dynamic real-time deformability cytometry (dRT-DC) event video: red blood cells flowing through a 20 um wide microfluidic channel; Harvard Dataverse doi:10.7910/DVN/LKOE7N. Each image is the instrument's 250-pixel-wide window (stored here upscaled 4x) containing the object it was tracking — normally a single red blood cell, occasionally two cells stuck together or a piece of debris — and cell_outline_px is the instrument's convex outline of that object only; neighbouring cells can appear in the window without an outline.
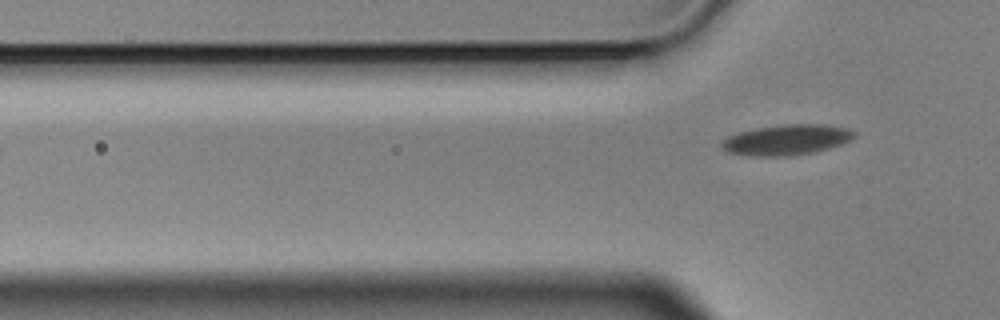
{"species": "Egyptian fruit bat (a non-hibernating species)", "species_latin": "Rousettus aegyptiacus", "temperature_condition": "cold", "stored_images_in_passage": 7, "segment_of_instrument_passage": [2, 2], "camera_frame_rate_fps": 3000, "um_per_image_px": 0.085, "animal": {"sex": "male"}, "frame": {"image": 1, "passage_image": 7, "time_ms": 2.0, "image_size_px": [1000, 320], "cell_outline_px": [[856, 136], [840, 144], [828, 148], [812, 152], [788, 156], [752, 156], [728, 152], [720, 148], [720, 144], [728, 136], [740, 132], [756, 128], [780, 124], [824, 124], [848, 128], [856, 132]], "centroid_in_image_um": [66.84, 11.87], "position_along_channel_um": 59.0, "area_um2": 23.47}}